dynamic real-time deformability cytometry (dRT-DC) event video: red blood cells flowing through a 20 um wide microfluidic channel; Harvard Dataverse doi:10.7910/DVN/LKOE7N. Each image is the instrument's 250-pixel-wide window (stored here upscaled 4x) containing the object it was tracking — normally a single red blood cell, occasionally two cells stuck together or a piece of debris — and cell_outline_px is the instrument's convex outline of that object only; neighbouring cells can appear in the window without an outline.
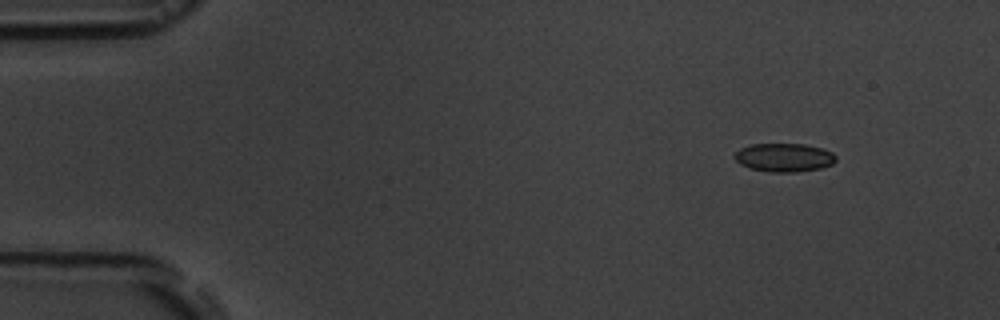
{"species": "common noctule bat (a hibernating species)", "species_latin": "Nyctalus noctula", "temperature_condition": "room temperature", "stored_images_in_passage": 6, "segment_of_instrument_passage": [1, 2], "camera_frame_rate_fps": 3000, "um_per_image_px": 0.085, "animal": {"sex": "male", "body_mass_g": 19.5, "forearm_length_mm": 54.6}, "frame": {"image": 1, "passage_image": 2, "time_ms": 1.0, "image_size_px": [1000, 320], "cell_outline_px": [[836, 160], [832, 164], [820, 168], [796, 172], [772, 172], [748, 168], [740, 164], [732, 156], [740, 148], [752, 144], [804, 144], [820, 148], [832, 152], [836, 156]], "centroid_in_image_um": [66.62, 13.39], "position_along_channel_um": 18.4, "area_um2": 16.82}}